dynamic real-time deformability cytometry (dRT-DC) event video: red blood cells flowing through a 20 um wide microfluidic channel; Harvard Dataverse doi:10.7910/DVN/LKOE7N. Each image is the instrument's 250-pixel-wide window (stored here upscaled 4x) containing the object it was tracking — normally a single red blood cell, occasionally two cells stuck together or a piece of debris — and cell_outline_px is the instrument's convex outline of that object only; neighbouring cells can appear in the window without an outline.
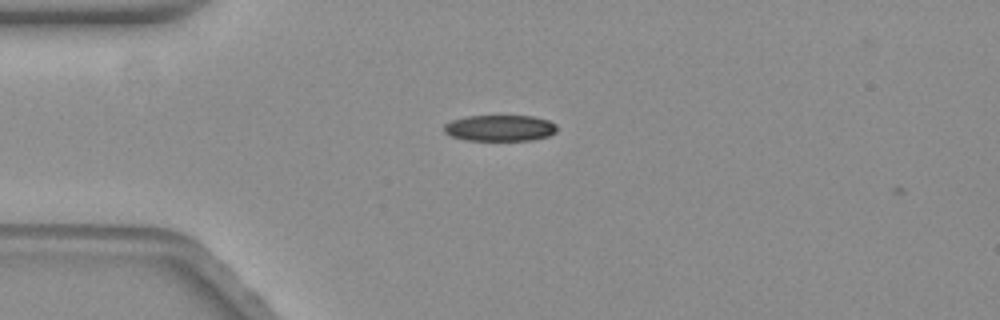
{"species": "common noctule bat (a hibernating species)", "species_latin": "Nyctalus noctula", "temperature_condition": "warm", "stored_images_in_passage": 2, "camera_frame_rate_fps": 3000, "um_per_image_px": 0.085, "animal": {"sex": "female", "body_mass_g": 19.3, "forearm_length_mm": 54.1}, "frame": {"image": 1, "passage_image": 1, "time_ms": 0.0, "image_size_px": [1000, 320], "cell_outline_px": [[556, 132], [548, 136], [532, 140], [464, 140], [452, 136], [444, 132], [444, 124], [452, 120], [468, 116], [532, 116], [548, 120], [556, 124]], "centroid_in_image_um": [42.49, 10.88], "position_along_channel_um": 42.5, "area_um2": 17.17}}